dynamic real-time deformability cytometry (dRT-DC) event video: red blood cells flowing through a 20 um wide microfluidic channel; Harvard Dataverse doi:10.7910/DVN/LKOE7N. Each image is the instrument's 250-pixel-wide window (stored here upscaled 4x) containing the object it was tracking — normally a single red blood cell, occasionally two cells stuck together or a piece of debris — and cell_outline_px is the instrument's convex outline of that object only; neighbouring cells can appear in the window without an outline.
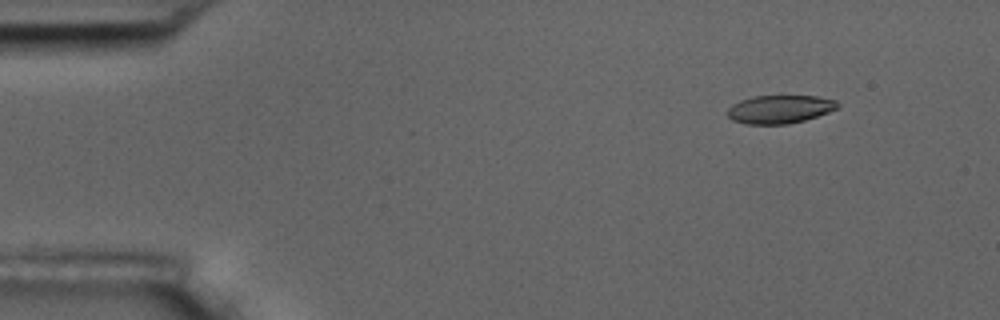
{"species": "common noctule bat (a hibernating species)", "species_latin": "Nyctalus noctula", "temperature_condition": "room temperature", "stored_images_in_passage": 4, "camera_frame_rate_fps": 3000, "um_per_image_px": 0.085, "animal": {"sex": "male", "body_mass_g": 17.5, "forearm_length_mm": 52.3}, "frame": {"image": 1, "passage_image": 1, "time_ms": 0.0, "image_size_px": [1000, 320], "cell_outline_px": [[840, 104], [836, 108], [828, 112], [804, 120], [788, 124], [748, 124], [732, 120], [728, 116], [728, 108], [732, 104], [740, 100], [756, 96], [780, 92], [816, 96], [836, 100]], "centroid_in_image_um": [66.29, 9.22], "position_along_channel_um": 18.7, "area_um2": 18.84}}
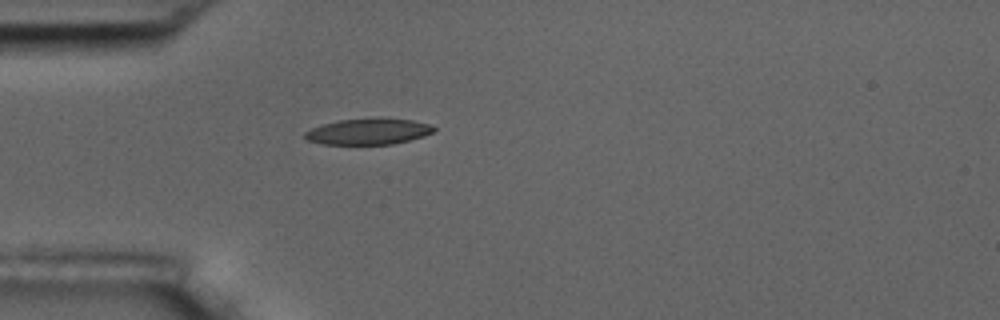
{"frame": {"image": 2, "passage_image": 4, "time_ms": 3.333, "image_size_px": [1000, 320], "cell_outline_px": [[436, 128], [432, 132], [424, 136], [392, 144], [324, 144], [308, 140], [304, 136], [304, 132], [312, 128], [324, 124], [340, 120], [380, 116], [412, 120], [428, 124]], "centroid_in_image_um": [31.33, 11.15], "position_along_channel_um": 53.7, "area_um2": 19.71}}